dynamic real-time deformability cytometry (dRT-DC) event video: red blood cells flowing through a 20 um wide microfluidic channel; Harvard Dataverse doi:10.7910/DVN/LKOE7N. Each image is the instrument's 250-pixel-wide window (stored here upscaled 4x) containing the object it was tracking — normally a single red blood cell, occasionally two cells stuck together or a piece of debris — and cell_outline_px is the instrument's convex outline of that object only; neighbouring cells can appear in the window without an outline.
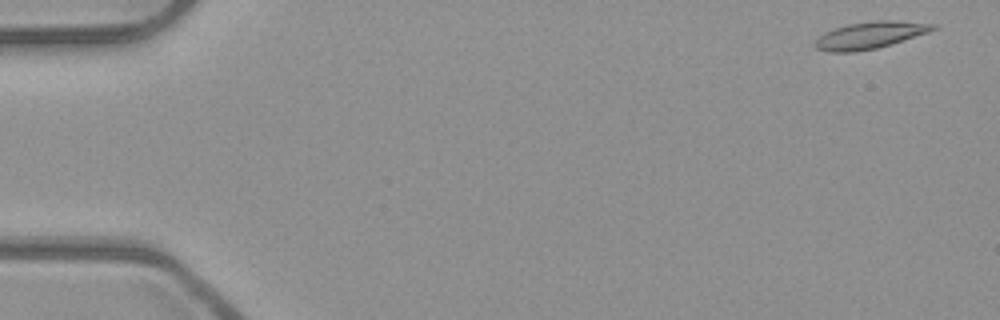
{"species": "common noctule bat (a hibernating species)", "species_latin": "Nyctalus noctula", "temperature_condition": "room temperature", "stored_images_in_passage": 3, "camera_frame_rate_fps": 3000, "um_per_image_px": 0.085, "animal": {"sex": "male", "body_mass_g": 23.1, "forearm_length_mm": 52.7}, "frame": {"image": 1, "passage_image": 1, "time_ms": 0.0, "image_size_px": [1000, 320], "cell_outline_px": [[936, 28], [928, 32], [892, 44], [876, 48], [852, 52], [828, 52], [816, 48], [812, 44], [820, 36], [836, 28], [848, 24], [872, 20], [892, 20], [936, 24]], "centroid_in_image_um": [73.94, 2.99], "position_along_channel_um": 11.1, "area_um2": 18.32}}